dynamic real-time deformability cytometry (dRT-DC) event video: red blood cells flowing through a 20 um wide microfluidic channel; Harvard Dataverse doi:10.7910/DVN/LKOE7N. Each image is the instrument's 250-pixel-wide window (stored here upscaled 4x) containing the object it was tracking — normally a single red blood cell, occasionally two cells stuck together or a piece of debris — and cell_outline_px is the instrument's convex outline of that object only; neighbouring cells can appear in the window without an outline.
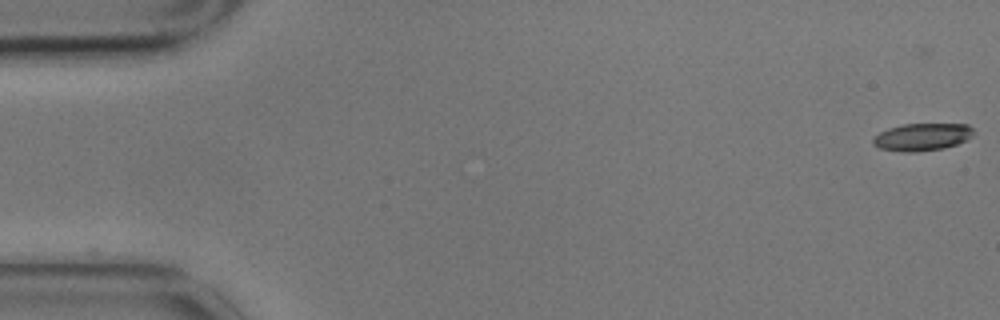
{"species": "common noctule bat (a hibernating species)", "species_latin": "Nyctalus noctula", "temperature_condition": "cold", "stored_images_in_passage": 5, "camera_frame_rate_fps": 3000, "um_per_image_px": 0.085, "animal": {"sex": "male", "body_mass_g": 17.9}, "frame": {"image": 1, "passage_image": 1, "time_ms": 0.0, "image_size_px": [1000, 320], "cell_outline_px": [[972, 136], [956, 144], [944, 148], [916, 152], [900, 152], [880, 148], [872, 144], [872, 140], [880, 132], [888, 128], [904, 124], [968, 124], [972, 128]], "centroid_in_image_um": [78.35, 11.64], "position_along_channel_um": 6.7, "area_um2": 15.95}}
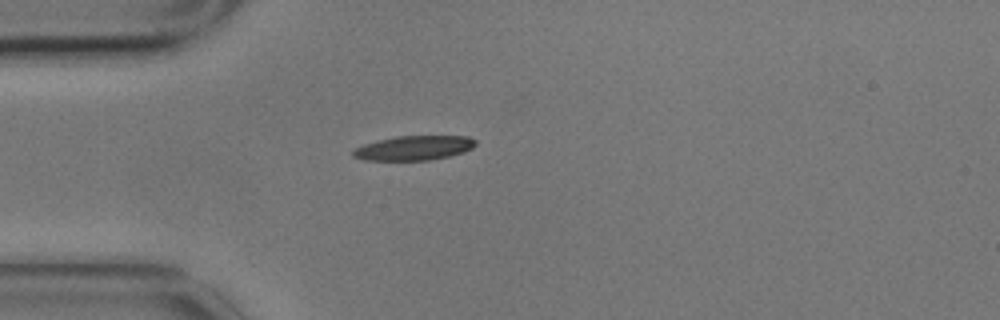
{"frame": {"image": 2, "passage_image": 5, "time_ms": 1.333, "image_size_px": [1000, 320], "cell_outline_px": [[476, 144], [472, 148], [464, 152], [448, 156], [428, 160], [364, 160], [352, 156], [352, 148], [364, 144], [396, 136], [468, 136], [476, 140]], "centroid_in_image_um": [35.17, 12.57], "position_along_channel_um": 49.8, "area_um2": 17.46}}